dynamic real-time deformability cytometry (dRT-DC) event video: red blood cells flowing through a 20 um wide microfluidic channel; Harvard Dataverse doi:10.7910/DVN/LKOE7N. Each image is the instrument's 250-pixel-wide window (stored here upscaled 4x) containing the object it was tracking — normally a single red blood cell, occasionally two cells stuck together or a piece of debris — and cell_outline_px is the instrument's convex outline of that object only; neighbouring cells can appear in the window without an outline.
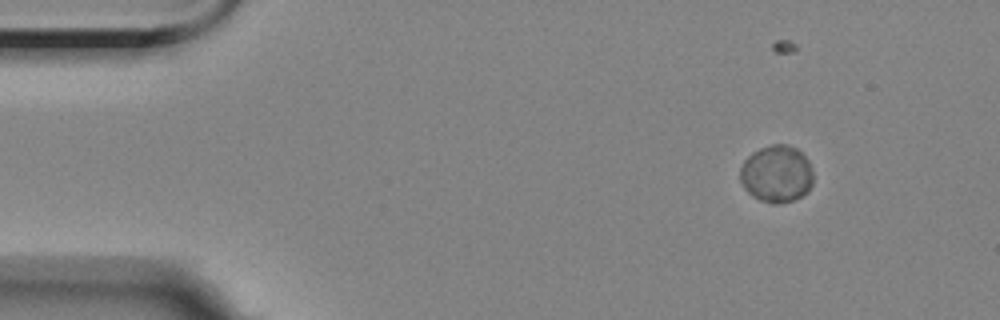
{"species": "Egyptian fruit bat (a non-hibernating species)", "species_latin": "Rousettus aegyptiacus", "temperature_condition": "room temperature", "stored_images_in_passage": 4, "camera_frame_rate_fps": 3000, "um_per_image_px": 0.085, "animal": {"sex": "female"}, "frame": {"image": 1, "passage_image": 1, "time_ms": 0.0, "image_size_px": [1000, 320], "cell_outline_px": [[812, 184], [808, 192], [792, 200], [780, 204], [772, 204], [760, 200], [752, 196], [744, 188], [740, 180], [740, 168], [744, 160], [752, 152], [760, 148], [772, 144], [788, 144], [796, 148], [808, 160], [812, 172]], "centroid_in_image_um": [65.99, 14.78], "position_along_channel_um": 19.0, "area_um2": 24.45}}
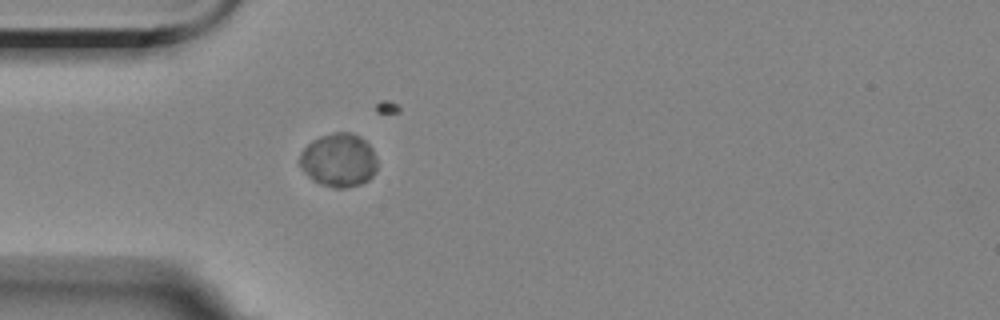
{"frame": {"image": 2, "passage_image": 4, "time_ms": 3.333, "image_size_px": [1000, 320], "cell_outline_px": [[376, 168], [372, 176], [368, 180], [360, 184], [344, 188], [332, 188], [320, 184], [312, 180], [300, 168], [300, 152], [312, 140], [320, 136], [332, 132], [352, 132], [360, 136], [372, 148], [376, 160]], "centroid_in_image_um": [28.77, 13.61], "position_along_channel_um": 56.2, "area_um2": 24.33}}